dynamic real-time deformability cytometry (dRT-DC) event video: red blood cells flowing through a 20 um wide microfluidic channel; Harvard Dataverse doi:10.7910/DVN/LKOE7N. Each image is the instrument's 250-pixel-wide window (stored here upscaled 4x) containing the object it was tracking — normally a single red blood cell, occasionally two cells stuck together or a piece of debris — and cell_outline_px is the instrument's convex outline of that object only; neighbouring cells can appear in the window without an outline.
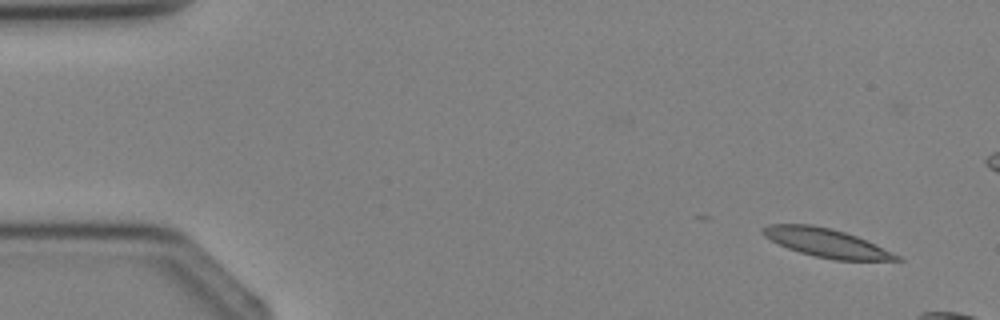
{"species": "Egyptian fruit bat (a non-hibernating species)", "species_latin": "Rousettus aegyptiacus", "temperature_condition": "cold", "stored_images_in_passage": 3, "camera_frame_rate_fps": 3000, "um_per_image_px": 0.085, "animal": {"sex": "female"}, "frame": {"image": 1, "passage_image": 1, "time_ms": 0.0, "image_size_px": [1000, 320], "cell_outline_px": [[904, 260], [836, 260], [816, 256], [800, 252], [788, 248], [764, 236], [760, 232], [760, 228], [768, 224], [812, 224], [832, 228], [856, 236], [900, 256]], "centroid_in_image_um": [70.18, 20.62], "position_along_channel_um": 14.8, "area_um2": 21.96}}